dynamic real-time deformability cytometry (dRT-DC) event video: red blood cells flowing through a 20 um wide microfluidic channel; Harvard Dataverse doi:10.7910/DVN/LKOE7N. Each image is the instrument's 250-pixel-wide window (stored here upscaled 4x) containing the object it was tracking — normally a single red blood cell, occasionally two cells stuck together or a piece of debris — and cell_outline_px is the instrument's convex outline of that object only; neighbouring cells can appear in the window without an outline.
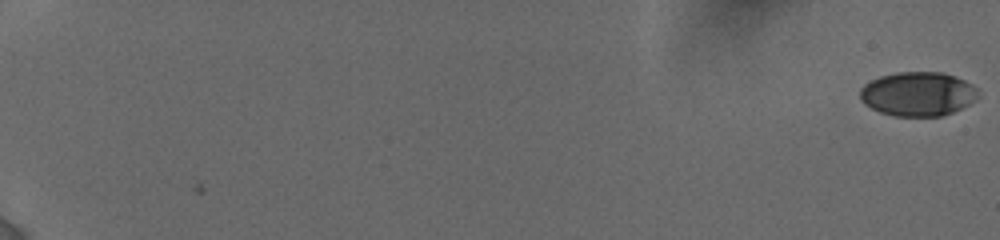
{"species": "human", "species_latin": "Homo sapiens", "temperature_condition": "cold", "stored_images_in_passage": 57, "camera_frame_rate_fps": 3000, "um_per_image_px": 0.085, "donor": {"sex": "female"}, "frame": {"image": 1, "passage_image": 1, "time_ms": 0.0, "image_size_px": [1000, 240], "cell_outline_px": [[980, 96], [976, 100], [952, 112], [940, 116], [892, 116], [880, 112], [864, 104], [860, 100], [860, 88], [864, 84], [880, 76], [896, 72], [940, 72], [956, 76], [972, 84], [976, 88]], "centroid_in_image_um": [78.01, 7.98], "position_along_channel_um": 7.0, "area_um2": 30.52}}
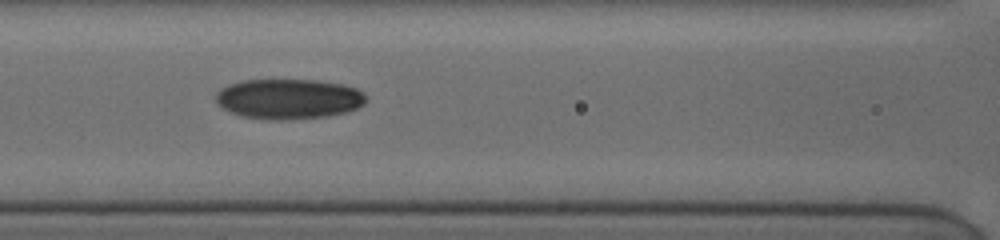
{"frame": {"image": 2, "passage_image": 31, "time_ms": 9.667, "image_size_px": [1000, 240], "cell_outline_px": [[364, 104], [356, 108], [344, 112], [328, 116], [284, 120], [268, 120], [240, 116], [228, 112], [216, 104], [216, 92], [220, 88], [228, 84], [240, 80], [316, 80], [344, 84], [356, 88], [364, 92]], "centroid_in_image_um": [24.47, 8.41], "position_along_channel_um": 142.1, "area_um2": 35.49}}
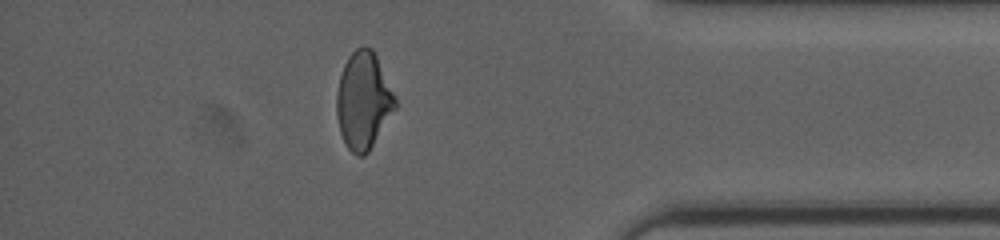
{"frame": {"image": 3, "passage_image": 52, "time_ms": 17.0, "image_size_px": [1000, 240], "cell_outline_px": [[396, 108], [368, 152], [364, 156], [356, 156], [348, 148], [340, 132], [336, 112], [336, 92], [340, 76], [344, 64], [348, 56], [356, 48], [364, 44], [372, 48], [376, 56], [396, 100]], "centroid_in_image_um": [30.86, 8.54], "position_along_channel_um": 404.3, "area_um2": 32.89}, "authors_computed_cell_mechanics": {"area_um2": 32.5992, "velocity_mm_per_s": 3.8601, "shape_relaxation_time_tau1_ms": 4.4738, "shape_relaxation_time_tau2_ms": 2.2507, "deformation_change_tau1": 0.1511, "deformation_change_tau2": 0.07}}